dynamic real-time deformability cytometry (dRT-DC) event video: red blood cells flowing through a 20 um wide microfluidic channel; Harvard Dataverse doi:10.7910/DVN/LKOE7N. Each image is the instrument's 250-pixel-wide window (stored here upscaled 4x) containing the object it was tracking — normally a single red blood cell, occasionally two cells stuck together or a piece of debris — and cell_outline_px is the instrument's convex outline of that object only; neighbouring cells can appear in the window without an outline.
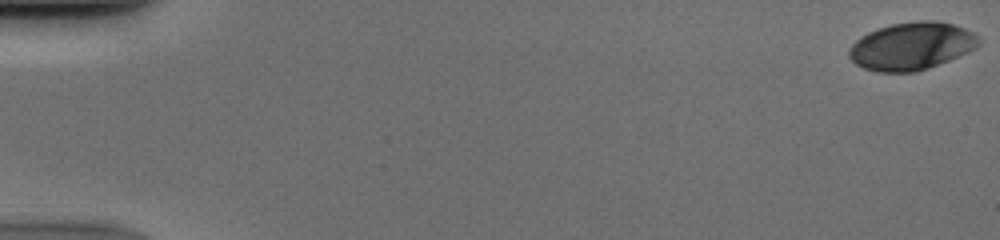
{"species": "human", "species_latin": "Homo sapiens", "temperature_condition": "cold", "stored_images_in_passage": 26, "camera_frame_rate_fps": 3000, "um_per_image_px": 0.085, "donor": {"sex": "male"}, "frame": {"image": 1, "passage_image": 1, "time_ms": 0.0, "image_size_px": [1000, 240], "cell_outline_px": [[980, 44], [976, 48], [968, 52], [928, 68], [916, 72], [876, 72], [864, 68], [856, 64], [848, 56], [848, 48], [860, 36], [868, 32], [892, 24], [916, 20], [936, 20], [952, 24], [964, 28], [972, 32], [976, 36]], "centroid_in_image_um": [77.45, 3.92], "position_along_channel_um": 7.5, "area_um2": 35.95}}
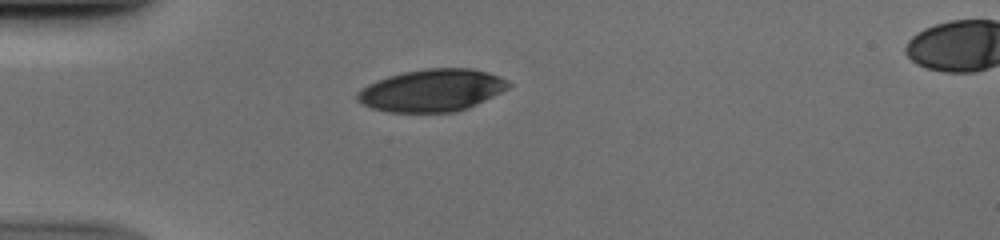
{"frame": {"image": 2, "passage_image": 16, "time_ms": 5.0, "image_size_px": [1000, 240], "cell_outline_px": [[512, 84], [508, 88], [468, 108], [456, 112], [388, 112], [372, 108], [360, 104], [356, 100], [356, 92], [368, 84], [376, 80], [388, 76], [404, 72], [424, 68], [472, 68], [488, 72], [500, 76], [508, 80]], "centroid_in_image_um": [36.69, 7.68], "position_along_channel_um": 48.3, "area_um2": 37.45}}
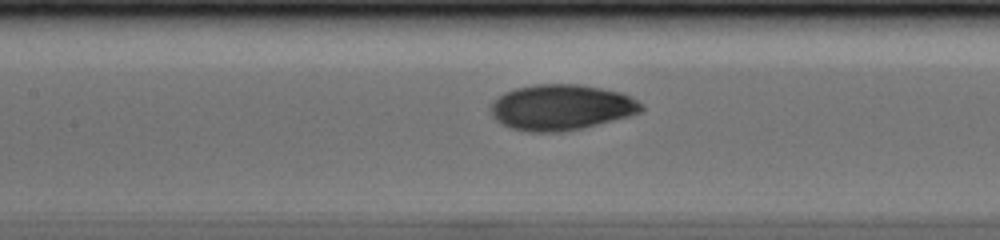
{"frame": {"image": 3, "passage_image": 26, "time_ms": 8.333, "image_size_px": [1000, 240], "cell_outline_px": [[644, 108], [640, 112], [628, 116], [580, 128], [560, 132], [528, 132], [512, 128], [496, 120], [492, 116], [488, 108], [504, 92], [516, 88], [536, 84], [580, 84], [620, 92], [644, 104]], "centroid_in_image_um": [47.68, 9.12], "position_along_channel_um": 159.7, "area_um2": 39.77}}